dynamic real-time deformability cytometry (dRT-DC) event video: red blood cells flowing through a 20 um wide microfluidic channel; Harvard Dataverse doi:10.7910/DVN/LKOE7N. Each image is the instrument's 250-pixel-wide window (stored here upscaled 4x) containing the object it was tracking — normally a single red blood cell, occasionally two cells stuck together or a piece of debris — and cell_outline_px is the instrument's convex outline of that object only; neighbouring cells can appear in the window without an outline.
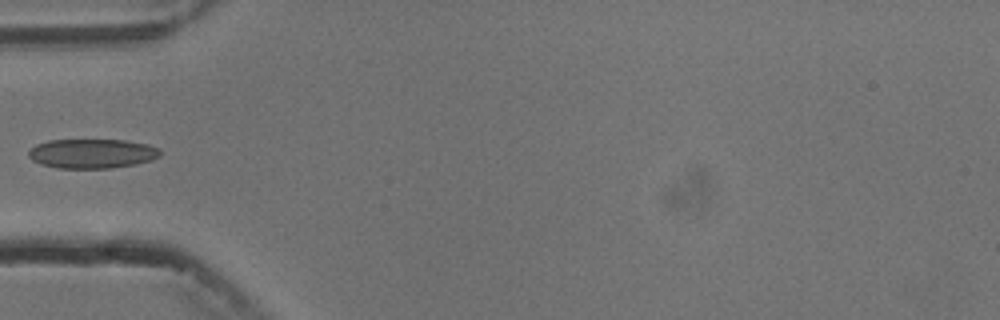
{"species": "common noctule bat (a hibernating species)", "species_latin": "Nyctalus noctula", "temperature_condition": "cold", "stored_images_in_passage": 5, "camera_frame_rate_fps": 3000, "um_per_image_px": 0.085, "animal": {"sex": "male", "body_mass_g": 13.3}, "frame": {"image": 1, "passage_image": 4, "time_ms": 3.667, "image_size_px": [1000, 320], "cell_outline_px": [[160, 156], [152, 160], [136, 164], [112, 168], [60, 168], [40, 164], [32, 160], [28, 156], [28, 152], [36, 144], [48, 140], [124, 140], [148, 144], [160, 148]], "centroid_in_image_um": [7.84, 13.05], "position_along_channel_um": 77.2, "area_um2": 22.66}}
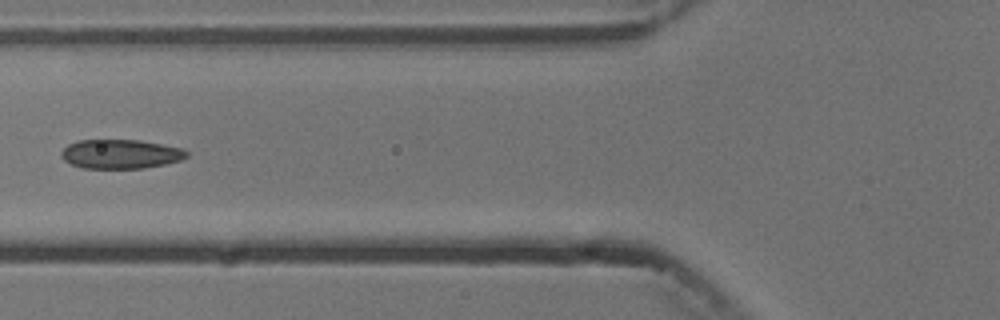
{"frame": {"image": 2, "passage_image": 5, "time_ms": 4.667, "image_size_px": [1000, 320], "cell_outline_px": [[188, 156], [180, 160], [164, 164], [144, 168], [84, 168], [72, 164], [64, 160], [60, 156], [60, 152], [68, 144], [80, 140], [140, 140], [184, 148], [188, 152]], "centroid_in_image_um": [10.26, 13.08], "position_along_channel_um": 115.5, "area_um2": 21.33}}